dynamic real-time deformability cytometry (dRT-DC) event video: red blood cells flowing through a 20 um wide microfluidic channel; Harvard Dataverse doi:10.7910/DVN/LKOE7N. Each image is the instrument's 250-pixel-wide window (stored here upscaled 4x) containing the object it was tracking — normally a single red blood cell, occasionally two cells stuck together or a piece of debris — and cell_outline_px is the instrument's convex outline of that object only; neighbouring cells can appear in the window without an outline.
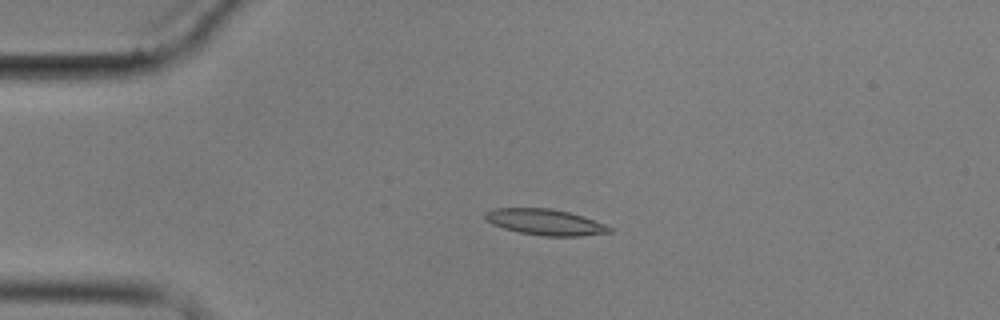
{"species": "common noctule bat (a hibernating species)", "species_latin": "Nyctalus noctula", "temperature_condition": "cold", "stored_images_in_passage": 4, "camera_frame_rate_fps": 3000, "um_per_image_px": 0.085, "animal": {"sex": "male", "body_mass_g": 17.9}, "frame": {"image": 1, "passage_image": 3, "time_ms": 3.333, "image_size_px": [1000, 320], "cell_outline_px": [[612, 232], [580, 236], [544, 236], [520, 232], [504, 228], [492, 224], [484, 220], [484, 212], [492, 208], [552, 208], [568, 212], [608, 224], [612, 228]], "centroid_in_image_um": [46.33, 18.87], "position_along_channel_um": 38.7, "area_um2": 18.96}}